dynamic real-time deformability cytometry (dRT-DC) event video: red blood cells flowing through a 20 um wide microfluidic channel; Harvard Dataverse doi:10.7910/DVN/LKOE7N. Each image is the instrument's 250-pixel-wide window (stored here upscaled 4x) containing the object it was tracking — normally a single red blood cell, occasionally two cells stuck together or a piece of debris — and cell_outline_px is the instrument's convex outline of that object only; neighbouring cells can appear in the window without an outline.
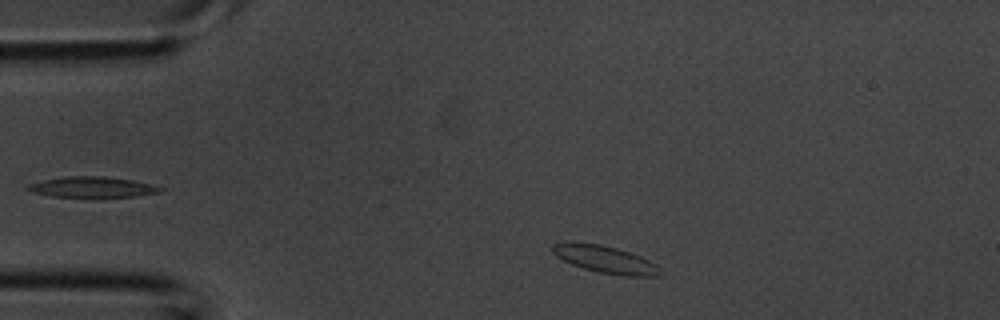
{"species": "common noctule bat (a hibernating species)", "species_latin": "Nyctalus noctula", "temperature_condition": "room temperature", "stored_images_in_passage": 2, "camera_frame_rate_fps": 3000, "um_per_image_px": 0.085, "animal": {"sex": "male", "body_mass_g": 20.1, "forearm_length_mm": 53.5}, "frame": {"image": 1, "passage_image": 2, "time_ms": 0.333, "image_size_px": [1000, 320], "cell_outline_px": [[664, 272], [656, 276], [624, 276], [600, 272], [584, 268], [572, 264], [556, 256], [552, 252], [552, 244], [572, 240], [600, 244], [616, 248], [640, 256], [656, 264]], "centroid_in_image_um": [51.42, 22.02], "position_along_channel_um": 33.6, "area_um2": 17.22}}